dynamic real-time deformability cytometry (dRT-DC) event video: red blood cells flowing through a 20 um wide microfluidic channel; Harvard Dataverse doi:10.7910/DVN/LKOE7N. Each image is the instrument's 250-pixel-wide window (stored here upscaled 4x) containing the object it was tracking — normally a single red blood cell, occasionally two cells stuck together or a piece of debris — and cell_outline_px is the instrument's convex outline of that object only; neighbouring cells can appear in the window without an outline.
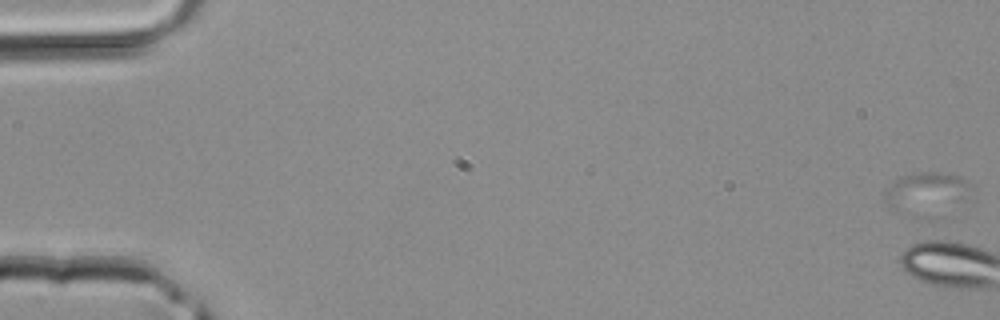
{"species": "common noctule bat (a hibernating species)", "species_latin": "Nyctalus noctula", "temperature_condition": "room temperature", "stored_images_in_passage": 3, "segment_of_instrument_passage": [1, 2], "camera_frame_rate_fps": 3000, "um_per_image_px": 0.085, "animal": {"sex": "male", "body_mass_g": 20.4}, "frame": {"image": 1, "passage_image": 1, "time_ms": 0.0, "image_size_px": [1000, 320], "cell_outline_px": [[964, 184], [960, 196], [956, 200], [896, 208], [888, 208], [884, 200], [884, 188], [888, 184], [900, 176], [916, 172], [944, 172], [960, 176], [964, 180]], "centroid_in_image_um": [78.44, 16.09], "position_along_channel_um": 6.6, "area_um2": 16.42}}